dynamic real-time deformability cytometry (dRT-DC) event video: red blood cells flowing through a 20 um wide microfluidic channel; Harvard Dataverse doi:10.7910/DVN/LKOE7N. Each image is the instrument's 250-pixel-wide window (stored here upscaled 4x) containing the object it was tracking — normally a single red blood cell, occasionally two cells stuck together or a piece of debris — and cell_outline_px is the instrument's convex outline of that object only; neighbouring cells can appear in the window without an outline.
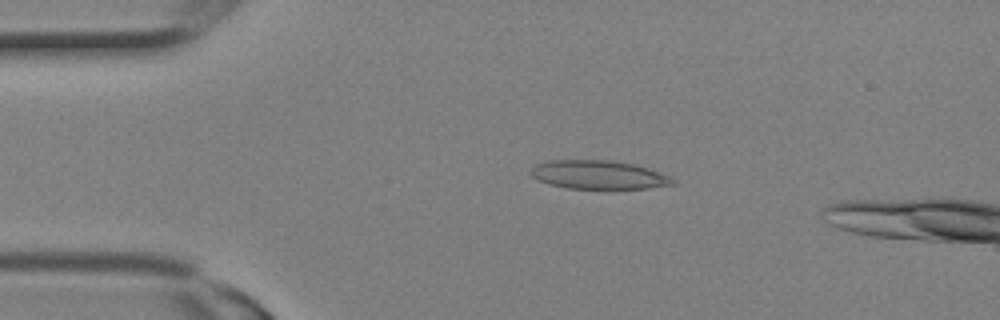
{"species": "Egyptian fruit bat (a non-hibernating species)", "species_latin": "Rousettus aegyptiacus", "temperature_condition": "room temperature", "stored_images_in_passage": 4, "camera_frame_rate_fps": 3000, "um_per_image_px": 0.085, "animal": {"sex": "female"}, "frame": {"image": 1, "passage_image": 2, "time_ms": 0.333, "image_size_px": [1000, 320], "cell_outline_px": [[676, 184], [648, 188], [608, 192], [604, 192], [568, 188], [548, 184], [536, 180], [528, 172], [536, 164], [548, 160], [608, 160], [636, 164], [648, 168], [668, 176], [676, 180]], "centroid_in_image_um": [50.88, 14.91], "position_along_channel_um": 34.1, "area_um2": 24.91}}